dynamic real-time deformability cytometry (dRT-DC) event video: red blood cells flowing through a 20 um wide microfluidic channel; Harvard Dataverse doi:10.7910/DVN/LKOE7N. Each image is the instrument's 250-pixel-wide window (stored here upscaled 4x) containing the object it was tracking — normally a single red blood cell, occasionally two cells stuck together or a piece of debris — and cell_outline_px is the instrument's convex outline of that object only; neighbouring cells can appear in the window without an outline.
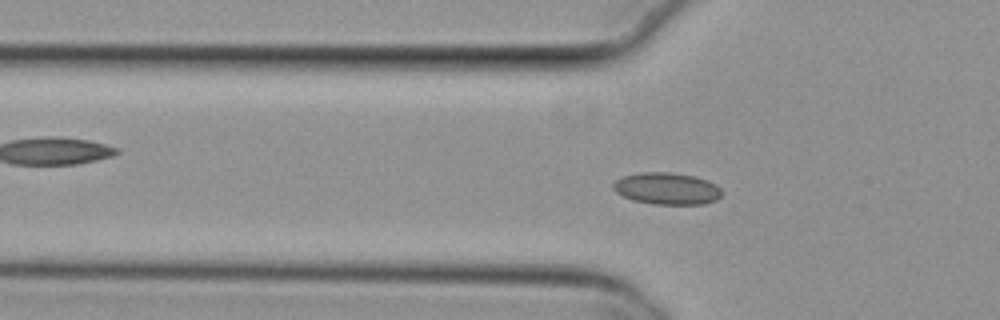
{"species": "common noctule bat (a hibernating species)", "species_latin": "Nyctalus noctula", "temperature_condition": "cold", "stored_images_in_passage": 54, "camera_frame_rate_fps": 3000, "um_per_image_px": 0.085, "animal": {"sex": "female", "body_mass_g": 29.2, "forearm_length_mm": 56.3}, "frame": {"image": 1, "passage_image": 18, "time_ms": 5.667, "image_size_px": [1000, 320], "cell_outline_px": [[724, 192], [716, 200], [704, 204], [652, 204], [632, 200], [616, 192], [612, 188], [612, 184], [616, 180], [624, 176], [640, 172], [668, 172], [696, 176], [708, 180], [716, 184]], "centroid_in_image_um": [56.71, 16.02], "position_along_channel_um": 69.1, "area_um2": 20.35}}
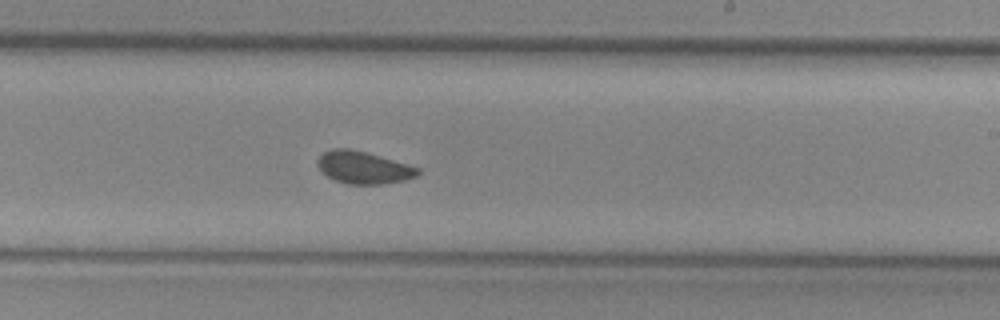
{"frame": {"image": 2, "passage_image": 33, "time_ms": 10.667, "image_size_px": [1000, 320], "cell_outline_px": [[420, 172], [416, 176], [404, 180], [384, 184], [348, 184], [336, 180], [320, 172], [316, 164], [316, 160], [324, 152], [332, 148], [348, 148], [364, 152], [420, 168]], "centroid_in_image_um": [30.84, 14.24], "position_along_channel_um": 258.2, "area_um2": 18.73}}
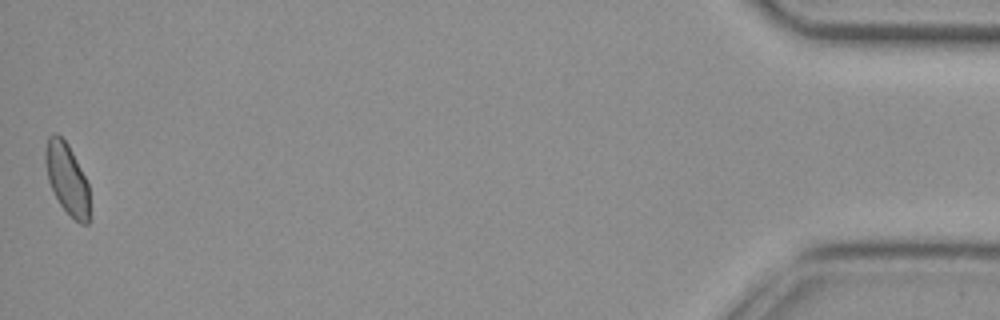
{"frame": {"image": 3, "passage_image": 54, "time_ms": 17.667, "image_size_px": [1000, 320], "cell_outline_px": [[88, 224], [80, 224], [60, 204], [48, 180], [44, 160], [44, 152], [48, 136], [56, 132], [68, 144], [88, 184]], "centroid_in_image_um": [5.66, 15.14], "position_along_channel_um": 429.5, "area_um2": 17.86}, "authors_computed_cell_mechanics": {"area_um2": 19.1607, "velocity_mm_per_s": 3.7911, "shape_relaxation_time_tau1_ms": null, "shape_relaxation_time_tau2_ms": 2.1988, "deformation_change_tau1": null, "deformation_change_tau2": 0.0542}}